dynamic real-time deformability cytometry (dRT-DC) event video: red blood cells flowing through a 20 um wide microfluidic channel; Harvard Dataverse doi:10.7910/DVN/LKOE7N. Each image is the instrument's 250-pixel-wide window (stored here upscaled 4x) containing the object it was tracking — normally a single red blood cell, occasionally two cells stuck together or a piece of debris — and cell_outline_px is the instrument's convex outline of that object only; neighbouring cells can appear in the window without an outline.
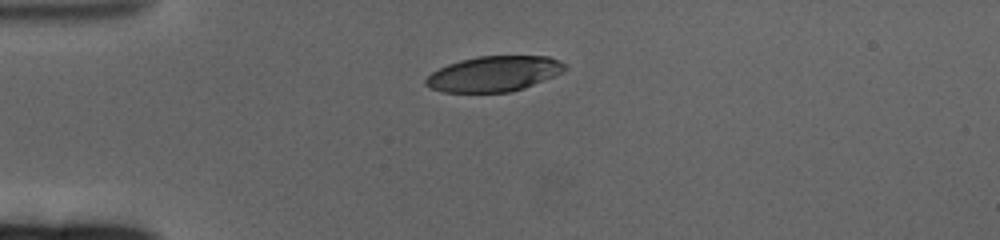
{"species": "human", "species_latin": "Homo sapiens", "temperature_condition": "cold", "stored_images_in_passage": 48, "camera_frame_rate_fps": 3000, "um_per_image_px": 0.085, "donor": {"sex": "female"}, "frame": {"image": 1, "passage_image": 1, "time_ms": 0.0, "image_size_px": [1000, 240], "cell_outline_px": [[568, 68], [564, 72], [524, 88], [512, 92], [444, 92], [432, 88], [424, 84], [424, 80], [432, 72], [448, 64], [460, 60], [476, 56], [548, 56], [560, 60]], "centroid_in_image_um": [42.01, 6.27], "position_along_channel_um": 43.0, "area_um2": 28.73}}
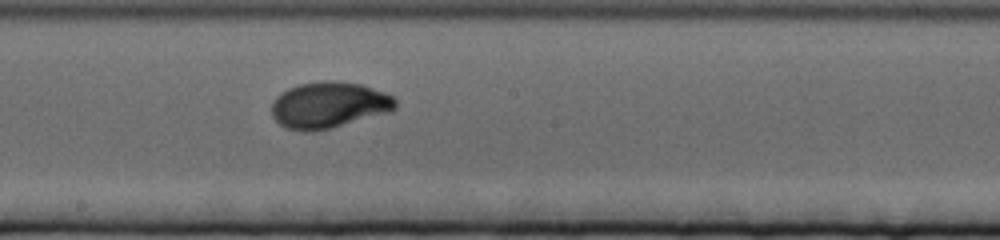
{"frame": {"image": 2, "passage_image": 20, "time_ms": 6.333, "image_size_px": [1000, 240], "cell_outline_px": [[396, 108], [392, 112], [332, 128], [312, 132], [304, 132], [284, 128], [272, 116], [272, 100], [280, 92], [288, 88], [300, 84], [328, 80], [336, 80], [360, 84], [384, 92], [392, 96], [396, 100]], "centroid_in_image_um": [27.95, 8.94], "position_along_channel_um": 220.3, "area_um2": 33.81}}
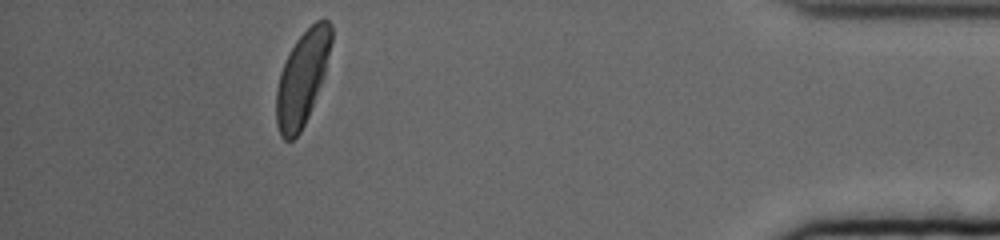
{"frame": {"image": 3, "passage_image": 42, "time_ms": 13.667, "image_size_px": [1000, 240], "cell_outline_px": [[332, 40], [324, 76], [308, 116], [300, 132], [292, 140], [284, 140], [280, 136], [276, 124], [276, 88], [280, 72], [296, 40], [316, 20], [324, 16], [332, 24]], "centroid_in_image_um": [25.69, 6.63], "position_along_channel_um": 409.5, "area_um2": 30.0}, "authors_computed_cell_mechanics": {"area_um2": 31.501, "velocity_mm_per_s": 3.2444, "shape_relaxation_time_tau1_ms": 3.5295, "shape_relaxation_time_tau2_ms": null, "deformation_change_tau1": 0.1703, "deformation_change_tau2": null}}